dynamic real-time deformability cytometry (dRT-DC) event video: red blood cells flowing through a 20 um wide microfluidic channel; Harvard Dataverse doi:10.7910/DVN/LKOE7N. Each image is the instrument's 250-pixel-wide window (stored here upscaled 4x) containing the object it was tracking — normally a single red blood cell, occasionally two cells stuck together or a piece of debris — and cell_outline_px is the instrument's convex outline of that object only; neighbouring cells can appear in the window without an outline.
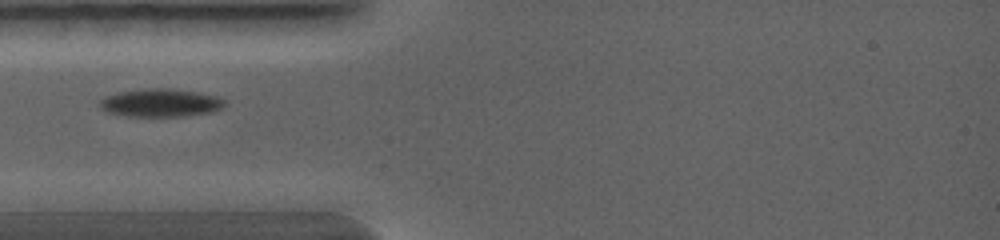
{"species": "common noctule bat (a hibernating species)", "species_latin": "Nyctalus noctula", "temperature_condition": "warm", "stored_images_in_passage": 4, "camera_frame_rate_fps": 5000, "um_per_image_px": 0.085, "animal": {"sex": "female", "body_mass_g": 19.0, "forearm_length_mm": 56.7}, "frame": {"image": 1, "passage_image": 1, "time_ms": 0.0, "image_size_px": [1000, 240], "cell_outline_px": [[224, 104], [220, 108], [212, 112], [184, 116], [128, 116], [108, 112], [100, 108], [100, 100], [104, 96], [120, 92], [152, 88], [168, 88], [196, 92], [216, 96], [224, 100]], "centroid_in_image_um": [13.62, 8.74], "position_along_channel_um": 71.4, "area_um2": 20.11}}
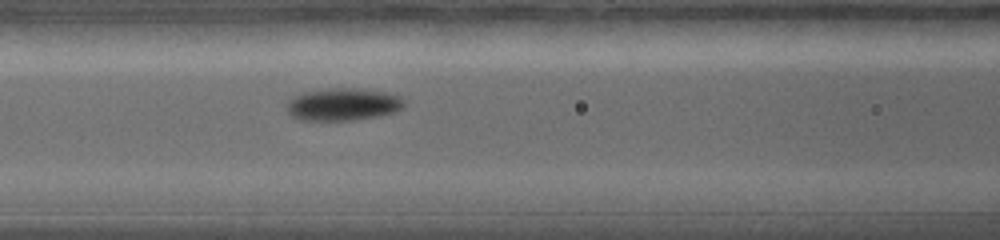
{"frame": {"image": 2, "passage_image": 3, "time_ms": 1.0, "image_size_px": [1000, 240], "cell_outline_px": [[404, 108], [396, 112], [356, 120], [296, 120], [288, 112], [288, 100], [292, 96], [304, 92], [332, 88], [356, 88], [388, 92], [400, 96], [404, 100]], "centroid_in_image_um": [29.17, 8.87], "position_along_channel_um": 137.4, "area_um2": 22.37}}